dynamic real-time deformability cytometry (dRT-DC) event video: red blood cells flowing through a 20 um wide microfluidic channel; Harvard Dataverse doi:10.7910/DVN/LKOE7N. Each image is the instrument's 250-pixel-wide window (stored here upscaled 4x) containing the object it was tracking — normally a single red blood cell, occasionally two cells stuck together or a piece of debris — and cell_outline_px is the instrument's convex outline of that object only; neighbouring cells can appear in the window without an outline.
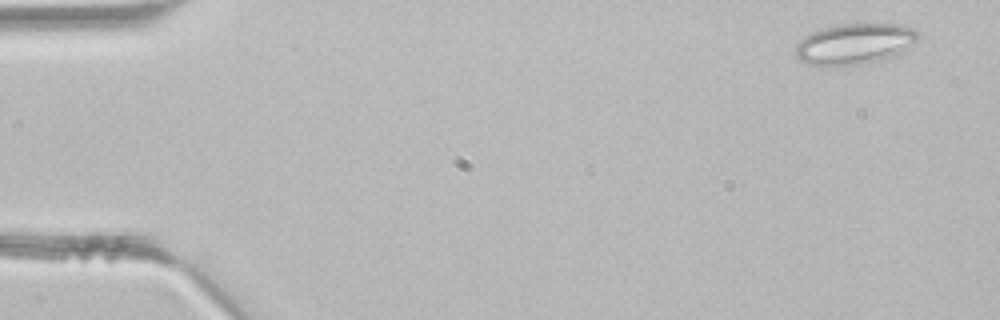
{"species": "common noctule bat (a hibernating species)", "species_latin": "Nyctalus noctula", "temperature_condition": "room temperature", "stored_images_in_passage": 42, "segment_of_instrument_passage": [1, 2], "camera_frame_rate_fps": 3000, "um_per_image_px": 0.085, "animal": {"sex": "male", "body_mass_g": 21.5, "forearm_length_mm": 52.0}, "frame": {"image": 1, "passage_image": 1, "time_ms": 0.0, "image_size_px": [1000, 320], "cell_outline_px": [[920, 40], [896, 56], [880, 60], [860, 64], [820, 68], [808, 64], [800, 60], [796, 56], [796, 44], [804, 36], [820, 28], [836, 24], [856, 20], [872, 20], [904, 24], [920, 32]], "centroid_in_image_um": [72.7, 3.67], "position_along_channel_um": 12.3, "area_um2": 31.21}}
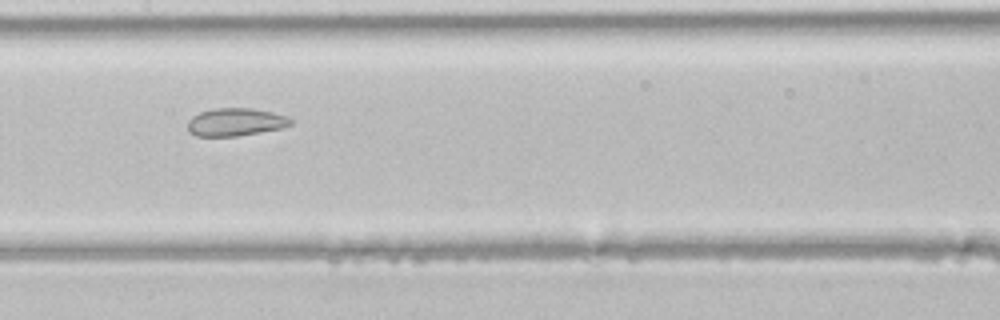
{"frame": {"image": 2, "passage_image": 20, "time_ms": 6.333, "image_size_px": [1000, 320], "cell_outline_px": [[292, 124], [280, 128], [260, 132], [236, 136], [196, 136], [188, 132], [188, 120], [192, 116], [200, 112], [212, 108], [252, 108], [272, 112], [288, 116], [292, 120]], "centroid_in_image_um": [20.0, 10.37], "position_along_channel_um": 187.4, "area_um2": 16.76}}
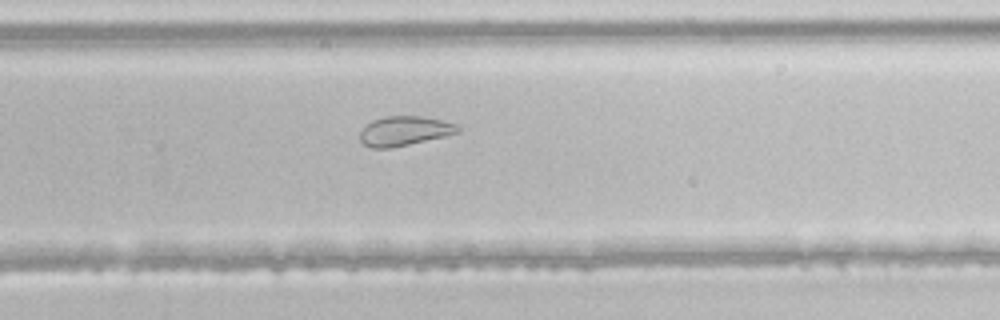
{"frame": {"image": 3, "passage_image": 27, "time_ms": 8.667, "image_size_px": [1000, 320], "cell_outline_px": [[460, 132], [444, 136], [392, 148], [372, 148], [364, 144], [360, 140], [360, 132], [372, 120], [384, 116], [420, 116], [440, 120], [456, 124], [460, 128]], "centroid_in_image_um": [34.36, 11.13], "position_along_channel_um": 295.4, "area_um2": 16.65}}